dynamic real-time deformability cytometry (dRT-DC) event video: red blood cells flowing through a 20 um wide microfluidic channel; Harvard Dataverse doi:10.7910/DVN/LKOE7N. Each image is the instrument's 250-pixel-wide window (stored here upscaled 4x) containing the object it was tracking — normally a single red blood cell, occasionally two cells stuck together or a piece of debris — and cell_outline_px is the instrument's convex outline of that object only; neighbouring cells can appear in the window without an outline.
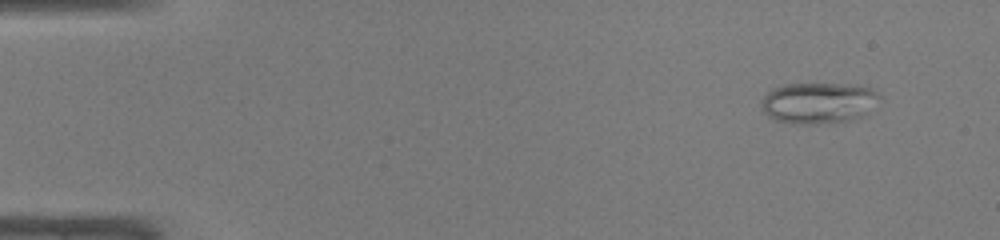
{"species": "common noctule bat (a hibernating species)", "species_latin": "Nyctalus noctula", "temperature_condition": "warm", "stored_images_in_passage": 44, "camera_frame_rate_fps": 3000, "um_per_image_px": 0.085, "animal": {"sex": "male", "body_mass_g": 19.0, "forearm_length_mm": 50.8}, "frame": {"image": 1, "passage_image": 1, "time_ms": 0.0, "image_size_px": [1000, 240], "cell_outline_px": [[884, 96], [860, 116], [848, 120], [816, 124], [796, 124], [776, 120], [768, 116], [764, 112], [760, 104], [764, 96], [768, 92], [784, 84], [856, 84], [872, 88]], "centroid_in_image_um": [69.58, 8.73], "position_along_channel_um": 15.4, "area_um2": 28.21}}
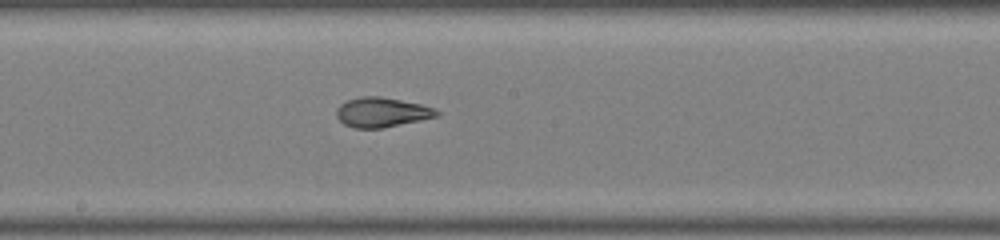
{"frame": {"image": 2, "passage_image": 23, "time_ms": 7.333, "image_size_px": [1000, 240], "cell_outline_px": [[440, 112], [436, 116], [420, 120], [380, 128], [352, 128], [344, 124], [336, 116], [336, 108], [340, 104], [348, 100], [360, 96], [380, 96], [420, 104], [436, 108]], "centroid_in_image_um": [32.42, 9.54], "position_along_channel_um": 215.8, "area_um2": 17.22}}
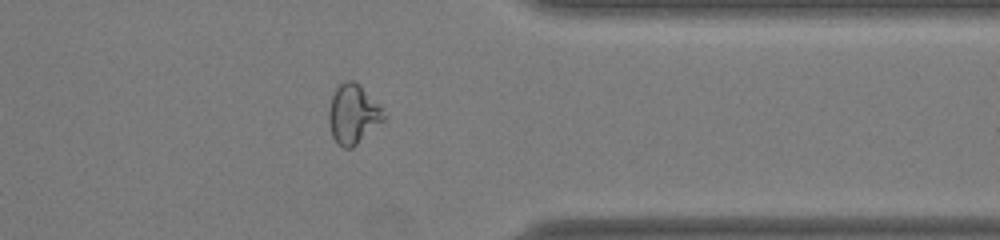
{"frame": {"image": 3, "passage_image": 35, "time_ms": 11.333, "image_size_px": [1000, 240], "cell_outline_px": [[388, 116], [384, 120], [352, 148], [344, 148], [332, 136], [328, 120], [328, 108], [332, 96], [336, 88], [344, 80], [356, 80], [360, 84]], "centroid_in_image_um": [30.0, 9.67], "position_along_channel_um": 381.4, "area_um2": 18.96}, "authors_computed_cell_mechanics": {"area_um2": 19.4497, "velocity_mm_per_s": 4.3043, "shape_relaxation_time_tau1_ms": null, "shape_relaxation_time_tau2_ms": 1.3605, "deformation_change_tau1": null, "deformation_change_tau2": 0.0533}}